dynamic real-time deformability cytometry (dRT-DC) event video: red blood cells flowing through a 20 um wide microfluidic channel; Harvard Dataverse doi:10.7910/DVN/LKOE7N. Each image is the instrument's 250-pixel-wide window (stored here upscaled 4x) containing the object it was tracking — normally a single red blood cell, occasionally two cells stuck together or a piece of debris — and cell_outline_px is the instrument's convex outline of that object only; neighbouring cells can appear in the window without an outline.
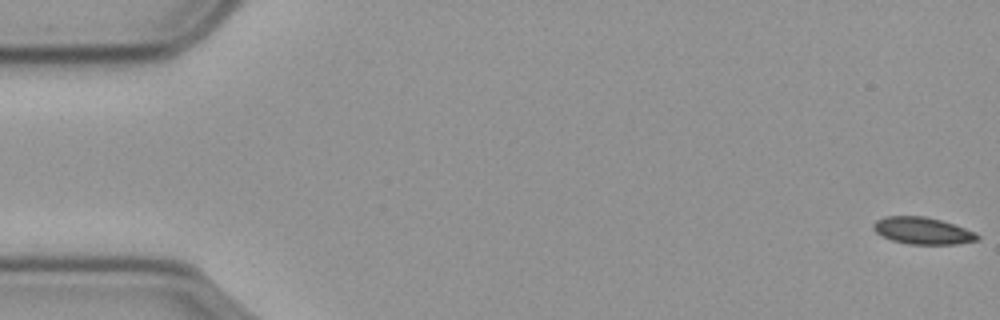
{"species": "common noctule bat (a hibernating species)", "species_latin": "Nyctalus noctula", "temperature_condition": "cold", "stored_images_in_passage": 58, "camera_frame_rate_fps": 3000, "um_per_image_px": 0.085, "animal": {"sex": "male", "body_mass_g": 23.1, "forearm_length_mm": 52.7}, "frame": {"image": 1, "passage_image": 1, "time_ms": 0.0, "image_size_px": [1000, 320], "cell_outline_px": [[980, 236], [976, 240], [956, 244], [908, 244], [892, 240], [880, 236], [872, 228], [872, 224], [876, 220], [888, 216], [924, 216], [940, 220], [964, 228]], "centroid_in_image_um": [78.35, 19.61], "position_along_channel_um": 6.7, "area_um2": 16.13}}
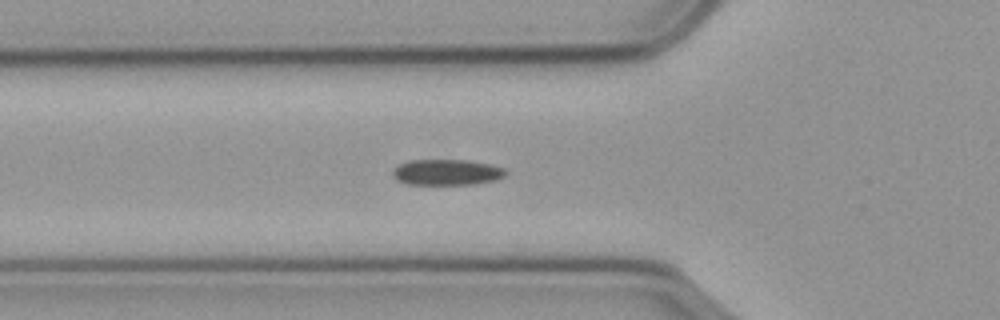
{"frame": {"image": 2, "passage_image": 20, "time_ms": 6.333, "image_size_px": [1000, 320], "cell_outline_px": [[508, 172], [504, 176], [496, 180], [476, 184], [408, 184], [396, 180], [392, 176], [392, 172], [400, 164], [408, 160], [468, 160], [488, 164], [504, 168]], "centroid_in_image_um": [37.98, 14.64], "position_along_channel_um": 87.8, "area_um2": 16.99}}
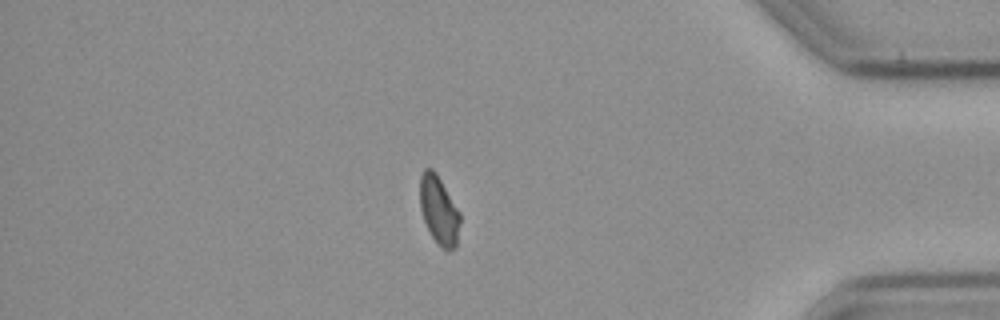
{"frame": {"image": 3, "passage_image": 49, "time_ms": 16.0, "image_size_px": [1000, 320], "cell_outline_px": [[460, 220], [456, 248], [448, 252], [432, 236], [424, 220], [420, 208], [420, 176], [424, 168], [432, 168], [436, 172], [460, 212]], "centroid_in_image_um": [37.31, 17.85], "position_along_channel_um": 397.9, "area_um2": 15.9}, "authors_computed_cell_mechanics": {"area_um2": 16.5308, "velocity_mm_per_s": 3.591, "shape_relaxation_time_tau1_ms": 10.0039, "shape_relaxation_time_tau2_ms": null, "deformation_change_tau1": 0.1316, "deformation_change_tau2": null}}